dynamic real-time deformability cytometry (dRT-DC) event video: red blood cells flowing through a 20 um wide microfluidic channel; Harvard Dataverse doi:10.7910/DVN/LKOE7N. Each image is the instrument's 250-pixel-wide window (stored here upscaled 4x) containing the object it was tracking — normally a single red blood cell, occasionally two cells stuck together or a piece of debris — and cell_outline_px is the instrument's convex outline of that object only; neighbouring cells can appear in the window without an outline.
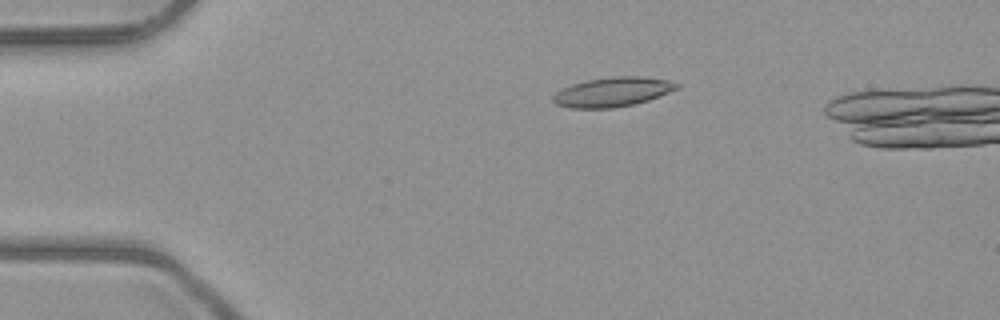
{"species": "common noctule bat (a hibernating species)", "species_latin": "Nyctalus noctula", "temperature_condition": "room temperature", "stored_images_in_passage": 6, "camera_frame_rate_fps": 3000, "um_per_image_px": 0.085, "animal": {"sex": "male", "body_mass_g": 23.1, "forearm_length_mm": 52.7}, "frame": {"image": 1, "passage_image": 3, "time_ms": 2.333, "image_size_px": [1000, 320], "cell_outline_px": [[680, 88], [648, 100], [632, 104], [612, 108], [572, 108], [556, 104], [552, 100], [552, 96], [556, 92], [572, 84], [588, 80], [612, 76], [640, 76], [668, 80], [680, 84]], "centroid_in_image_um": [52.08, 7.81], "position_along_channel_um": 32.9, "area_um2": 21.1}}
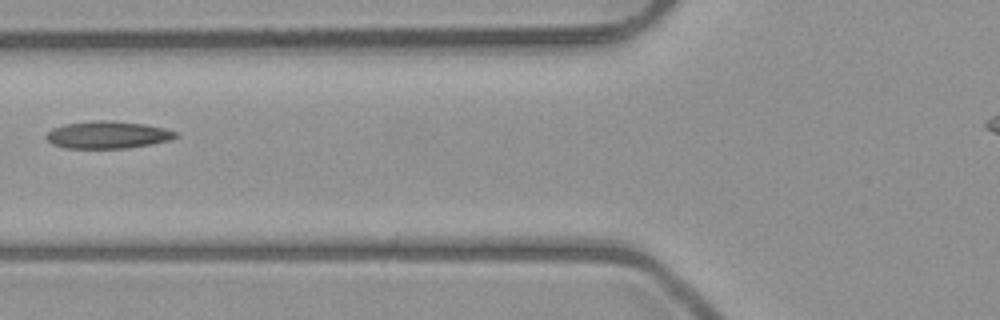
{"frame": {"image": 2, "passage_image": 6, "time_ms": 5.667, "image_size_px": [1000, 320], "cell_outline_px": [[180, 136], [168, 140], [152, 144], [128, 148], [64, 148], [52, 144], [44, 136], [52, 128], [64, 124], [96, 120], [112, 120], [144, 124], [164, 128], [176, 132]], "centroid_in_image_um": [9.14, 11.46], "position_along_channel_um": 116.7, "area_um2": 20.69}}